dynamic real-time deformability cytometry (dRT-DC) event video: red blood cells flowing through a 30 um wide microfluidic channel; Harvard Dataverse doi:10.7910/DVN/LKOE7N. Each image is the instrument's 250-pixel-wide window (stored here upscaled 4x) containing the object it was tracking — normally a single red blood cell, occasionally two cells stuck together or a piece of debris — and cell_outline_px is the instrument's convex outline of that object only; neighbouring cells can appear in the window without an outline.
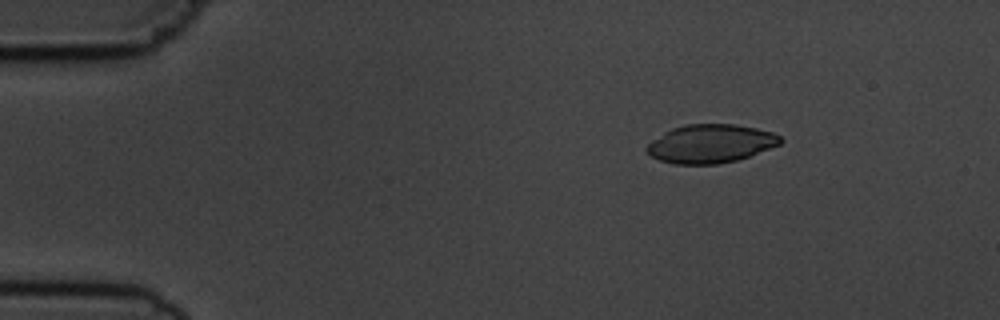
{"species": "common noctule bat (a hibernating species)", "species_latin": "Nyctalus noctula", "temperature_condition": "cold", "stored_images_in_passage": 6, "camera_frame_rate_fps": 3000, "um_per_image_px": 0.085, "animal": {"sex": "male", "body_mass_g": 19.5, "forearm_length_mm": 54.6}, "frame": {"image": 1, "passage_image": 3, "time_ms": 2.333, "image_size_px": [1000, 320], "cell_outline_px": [[784, 140], [780, 144], [748, 156], [736, 160], [716, 164], [676, 164], [660, 160], [652, 156], [644, 148], [652, 140], [672, 128], [684, 124], [732, 124], [756, 128], [772, 132], [780, 136]], "centroid_in_image_um": [60.39, 12.2], "position_along_channel_um": 24.6, "area_um2": 29.71}}